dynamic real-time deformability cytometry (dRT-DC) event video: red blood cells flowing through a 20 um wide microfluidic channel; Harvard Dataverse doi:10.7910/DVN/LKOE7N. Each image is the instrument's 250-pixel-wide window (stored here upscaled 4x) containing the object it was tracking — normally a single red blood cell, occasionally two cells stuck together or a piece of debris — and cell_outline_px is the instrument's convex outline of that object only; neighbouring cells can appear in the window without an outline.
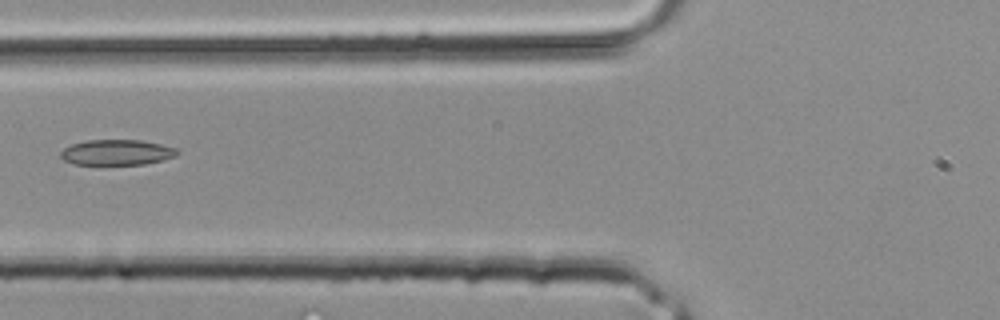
{"species": "common noctule bat (a hibernating species)", "species_latin": "Nyctalus noctula", "temperature_condition": "room temperature", "stored_images_in_passage": 2, "camera_frame_rate_fps": 3000, "um_per_image_px": 0.085, "animal": {"sex": "male", "body_mass_g": 20.4}, "frame": {"image": 1, "passage_image": 2, "time_ms": 0.333, "image_size_px": [1000, 320], "cell_outline_px": [[180, 152], [176, 156], [164, 160], [144, 164], [72, 164], [64, 160], [60, 156], [60, 152], [64, 148], [72, 144], [88, 140], [140, 140], [160, 144], [176, 148]], "centroid_in_image_um": [9.94, 12.95], "position_along_channel_um": 115.9, "area_um2": 17.28}}